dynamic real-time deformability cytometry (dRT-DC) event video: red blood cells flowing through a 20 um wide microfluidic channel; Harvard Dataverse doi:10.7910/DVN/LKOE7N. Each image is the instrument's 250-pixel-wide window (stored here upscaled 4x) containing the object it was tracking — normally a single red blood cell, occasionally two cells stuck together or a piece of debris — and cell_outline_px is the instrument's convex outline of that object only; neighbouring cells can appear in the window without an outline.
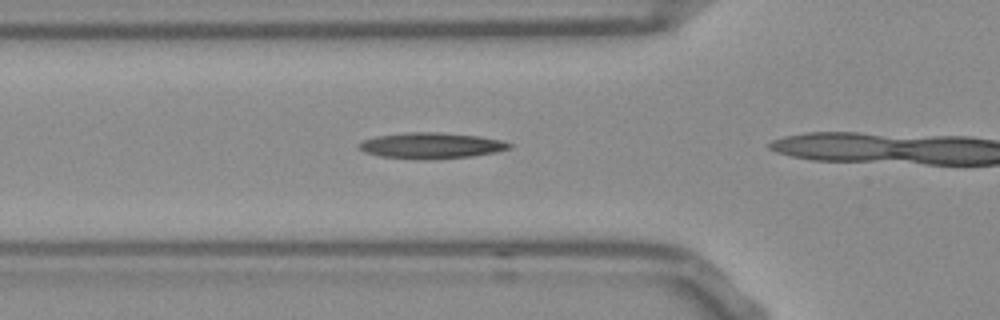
{"species": "Egyptian fruit bat (a non-hibernating species)", "species_latin": "Rousettus aegyptiacus", "temperature_condition": "room temperature", "stored_images_in_passage": 15, "camera_frame_rate_fps": 3000, "um_per_image_px": 0.085, "frame": {"image": 1, "passage_image": 5, "time_ms": 1.333, "image_size_px": [1000, 320], "cell_outline_px": [[512, 148], [496, 152], [472, 156], [424, 160], [380, 156], [364, 152], [356, 148], [356, 144], [364, 140], [376, 136], [408, 132], [440, 132], [480, 136], [500, 140], [512, 144]], "centroid_in_image_um": [36.62, 12.37], "position_along_channel_um": 89.2, "area_um2": 22.89}}